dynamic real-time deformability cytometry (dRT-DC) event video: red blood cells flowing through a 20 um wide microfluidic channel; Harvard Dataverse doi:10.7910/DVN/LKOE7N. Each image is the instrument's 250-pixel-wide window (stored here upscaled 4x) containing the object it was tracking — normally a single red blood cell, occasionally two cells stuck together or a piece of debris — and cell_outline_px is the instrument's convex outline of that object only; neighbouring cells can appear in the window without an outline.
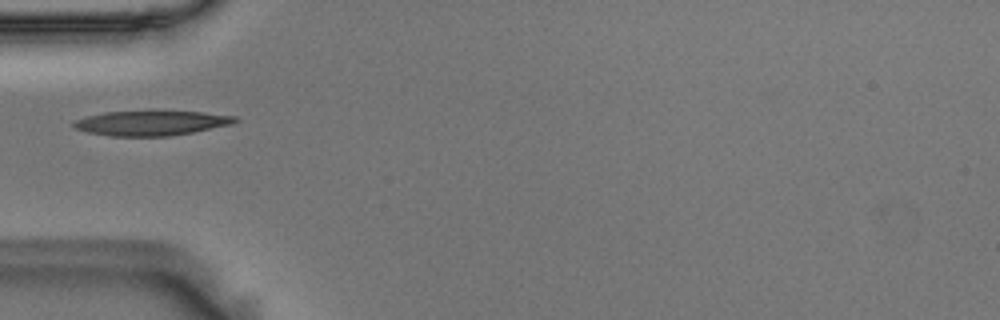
{"species": "Egyptian fruit bat (a non-hibernating species)", "species_latin": "Rousettus aegyptiacus", "temperature_condition": "room temperature", "stored_images_in_passage": 29, "camera_frame_rate_fps": 3000, "um_per_image_px": 0.085, "animal": {"sex": "male"}, "frame": {"image": 1, "passage_image": 1, "time_ms": 0.0, "image_size_px": [1000, 320], "cell_outline_px": [[240, 120], [232, 124], [192, 132], [168, 136], [112, 136], [88, 132], [76, 128], [72, 124], [76, 120], [88, 116], [104, 112], [204, 112], [236, 116]], "centroid_in_image_um": [12.9, 10.46], "position_along_channel_um": 72.1, "area_um2": 22.83}}
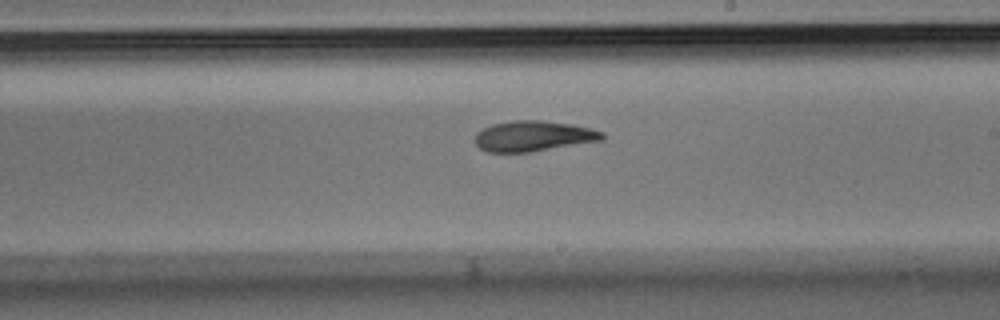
{"frame": {"image": 2, "passage_image": 15, "time_ms": 4.667, "image_size_px": [1000, 320], "cell_outline_px": [[604, 140], [532, 152], [484, 152], [476, 144], [476, 132], [492, 124], [512, 120], [540, 120], [572, 124], [592, 128], [604, 132]], "centroid_in_image_um": [45.37, 11.57], "position_along_channel_um": 243.6, "area_um2": 22.83}}
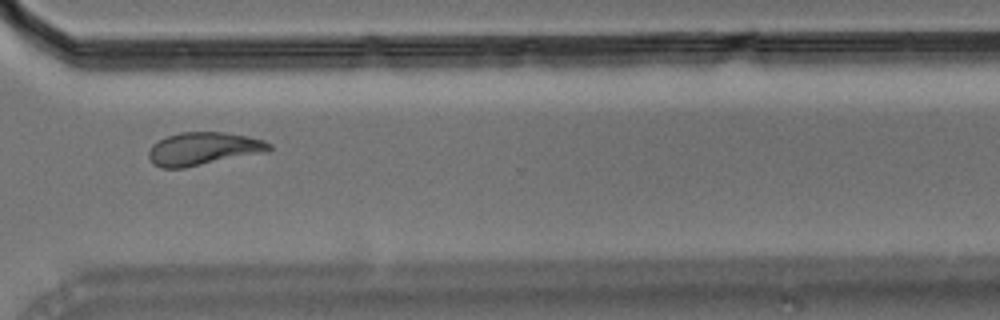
{"frame": {"image": 3, "passage_image": 24, "time_ms": 7.667, "image_size_px": [1000, 320], "cell_outline_px": [[272, 148], [268, 152], [184, 168], [160, 168], [152, 164], [148, 156], [148, 152], [152, 144], [168, 136], [180, 132], [224, 132], [248, 136], [264, 140], [272, 144]], "centroid_in_image_um": [17.3, 12.65], "position_along_channel_um": 353.3, "area_um2": 23.35}}